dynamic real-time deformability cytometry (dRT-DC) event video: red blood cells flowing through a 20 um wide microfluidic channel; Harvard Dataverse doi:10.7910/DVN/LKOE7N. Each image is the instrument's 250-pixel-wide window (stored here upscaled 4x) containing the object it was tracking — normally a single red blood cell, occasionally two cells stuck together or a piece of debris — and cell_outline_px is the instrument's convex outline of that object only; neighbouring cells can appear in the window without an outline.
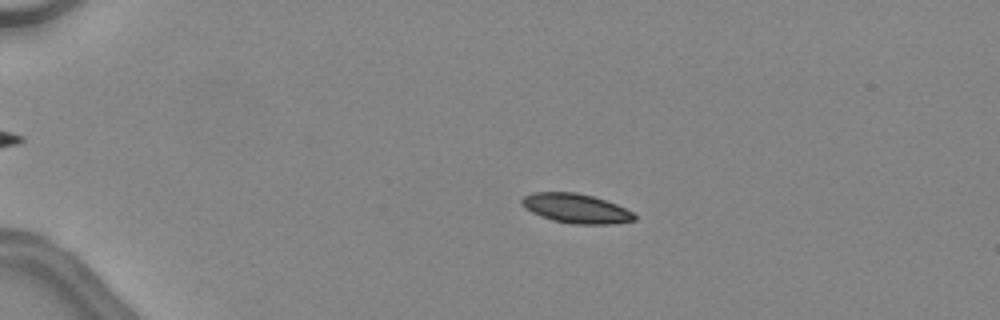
{"species": "common noctule bat (a hibernating species)", "species_latin": "Nyctalus noctula", "temperature_condition": "warm", "stored_images_in_passage": 48, "camera_frame_rate_fps": 3000, "um_per_image_px": 0.085, "animal": {"sex": "female", "body_mass_g": 24.6, "forearm_length_mm": 56.2}, "frame": {"image": 1, "passage_image": 12, "time_ms": 3.667, "image_size_px": [1000, 320], "cell_outline_px": [[636, 220], [612, 224], [576, 224], [552, 220], [540, 216], [524, 208], [520, 204], [520, 200], [524, 196], [532, 192], [576, 192], [592, 196], [616, 204], [632, 212], [636, 216]], "centroid_in_image_um": [48.92, 17.71], "position_along_channel_um": 36.1, "area_um2": 19.31}}
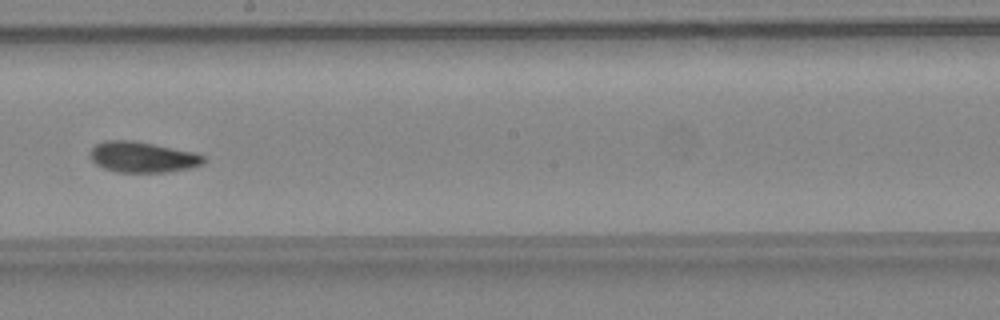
{"frame": {"image": 2, "passage_image": 30, "time_ms": 9.667, "image_size_px": [1000, 320], "cell_outline_px": [[208, 160], [204, 164], [188, 168], [164, 172], [116, 172], [104, 168], [96, 164], [88, 156], [88, 152], [96, 144], [104, 140], [132, 140], [196, 152], [204, 156]], "centroid_in_image_um": [12.11, 13.34], "position_along_channel_um": 236.1, "area_um2": 20.52}}
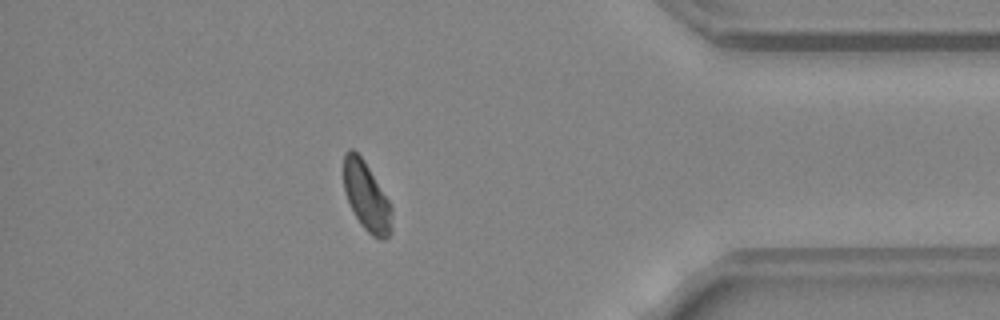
{"frame": {"image": 3, "passage_image": 43, "time_ms": 14.0, "image_size_px": [1000, 320], "cell_outline_px": [[392, 232], [384, 240], [380, 240], [372, 236], [364, 228], [356, 216], [344, 192], [344, 152], [348, 148], [352, 148], [364, 160], [388, 200], [392, 208]], "centroid_in_image_um": [31.16, 16.71], "position_along_channel_um": 404.0, "area_um2": 19.19}, "authors_computed_cell_mechanics": {"area_um2": 19.5942, "velocity_mm_per_s": 4.5272, "shape_relaxation_time_tau1_ms": 9.6814, "shape_relaxation_time_tau2_ms": 3.6753, "deformation_change_tau1": 0.1855, "deformation_change_tau2": 0.0856}}